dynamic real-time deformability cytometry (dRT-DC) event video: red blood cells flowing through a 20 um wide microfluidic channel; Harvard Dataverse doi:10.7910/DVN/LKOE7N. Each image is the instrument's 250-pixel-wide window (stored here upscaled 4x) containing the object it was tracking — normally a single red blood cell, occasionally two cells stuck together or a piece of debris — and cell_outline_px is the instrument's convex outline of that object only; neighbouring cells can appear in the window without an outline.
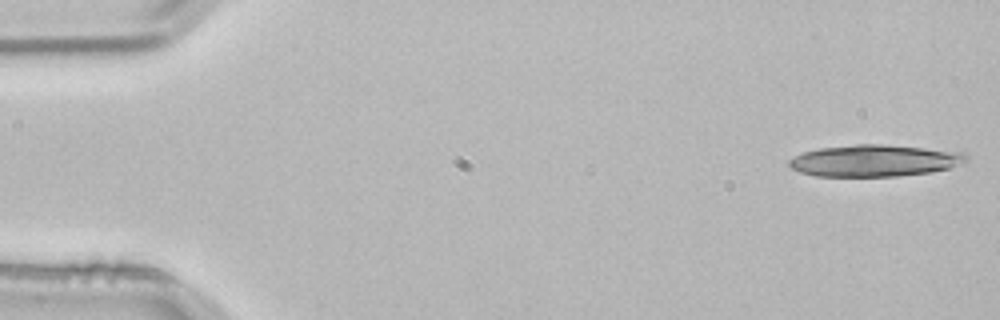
{"species": "common noctule bat (a hibernating species)", "species_latin": "Nyctalus noctula", "temperature_condition": "room temperature", "stored_images_in_passage": 3, "camera_frame_rate_fps": 3000, "um_per_image_px": 0.085, "animal": {"sex": "male", "body_mass_g": 21.5, "forearm_length_mm": 52.0}, "frame": {"image": 1, "passage_image": 1, "time_ms": 0.0, "image_size_px": [1000, 320], "cell_outline_px": [[968, 160], [948, 168], [932, 172], [896, 176], [816, 176], [800, 172], [792, 168], [788, 164], [788, 160], [804, 152], [820, 148], [856, 144], [884, 144], [924, 148], [960, 152], [968, 156]], "centroid_in_image_um": [74.31, 13.65], "position_along_channel_um": 10.7, "area_um2": 32.48}}